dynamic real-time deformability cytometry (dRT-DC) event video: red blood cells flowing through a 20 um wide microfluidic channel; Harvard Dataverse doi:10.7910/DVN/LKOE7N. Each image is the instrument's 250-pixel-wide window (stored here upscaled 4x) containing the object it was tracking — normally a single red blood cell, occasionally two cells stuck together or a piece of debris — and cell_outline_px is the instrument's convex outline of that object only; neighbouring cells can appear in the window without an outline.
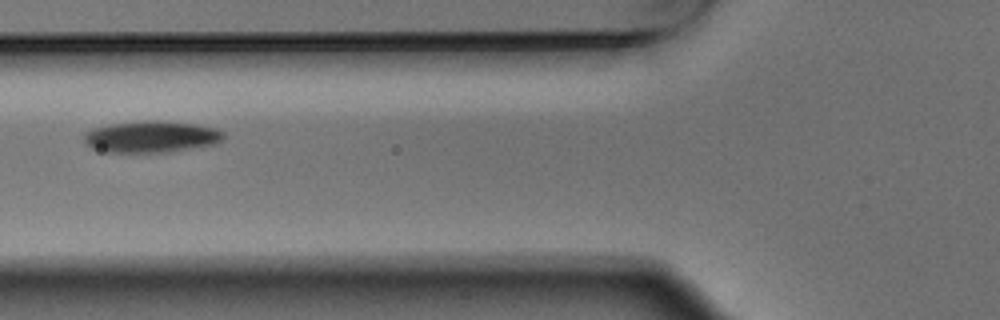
{"species": "Egyptian fruit bat (a non-hibernating species)", "species_latin": "Rousettus aegyptiacus", "temperature_condition": "warm", "stored_images_in_passage": 9, "camera_frame_rate_fps": 3000, "um_per_image_px": 0.085, "animal": {"sex": "male"}, "frame": {"image": 1, "passage_image": 6, "time_ms": 1.667, "image_size_px": [1000, 320], "cell_outline_px": [[224, 136], [216, 144], [168, 152], [104, 152], [92, 148], [84, 140], [84, 132], [92, 128], [108, 124], [144, 120], [156, 120], [192, 124], [216, 128], [224, 132]], "centroid_in_image_um": [12.83, 11.62], "position_along_channel_um": 113.0, "area_um2": 25.72}}
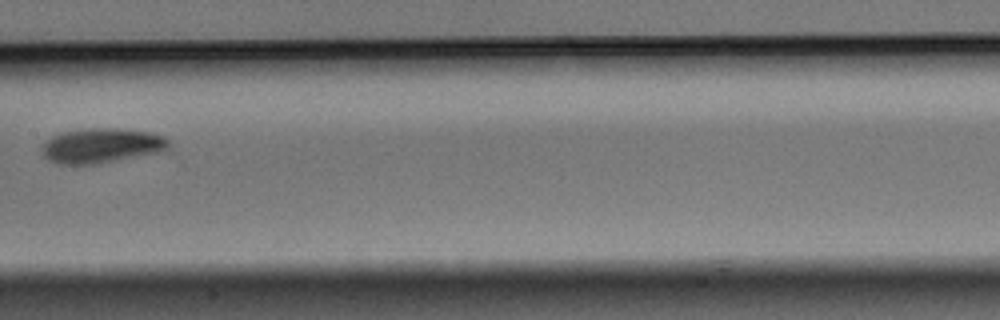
{"frame": {"image": 2, "passage_image": 8, "time_ms": 2.333, "image_size_px": [1000, 320], "cell_outline_px": [[168, 148], [156, 152], [92, 164], [60, 164], [48, 160], [44, 156], [44, 144], [52, 136], [60, 132], [88, 128], [116, 128], [152, 132], [164, 136], [168, 140]], "centroid_in_image_um": [8.61, 12.35], "position_along_channel_um": 198.8, "area_um2": 25.14}}
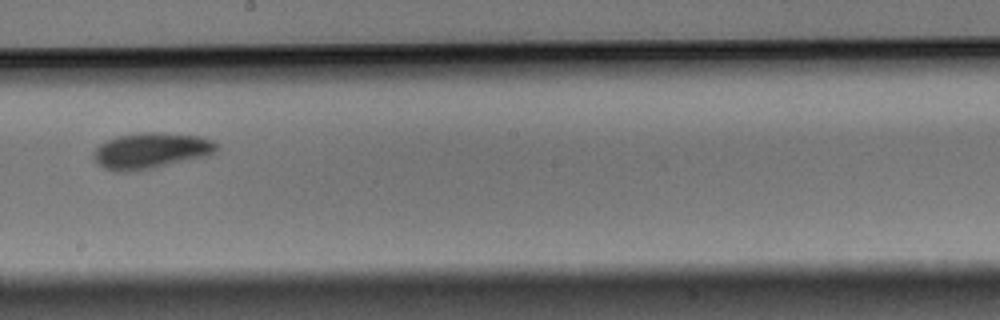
{"frame": {"image": 3, "passage_image": 9, "time_ms": 2.667, "image_size_px": [1000, 320], "cell_outline_px": [[216, 152], [208, 156], [140, 172], [112, 172], [96, 164], [92, 156], [92, 152], [100, 144], [108, 140], [120, 136], [140, 132], [164, 132], [200, 136], [212, 140], [216, 144]], "centroid_in_image_um": [12.8, 12.84], "position_along_channel_um": 235.4, "area_um2": 26.41}}